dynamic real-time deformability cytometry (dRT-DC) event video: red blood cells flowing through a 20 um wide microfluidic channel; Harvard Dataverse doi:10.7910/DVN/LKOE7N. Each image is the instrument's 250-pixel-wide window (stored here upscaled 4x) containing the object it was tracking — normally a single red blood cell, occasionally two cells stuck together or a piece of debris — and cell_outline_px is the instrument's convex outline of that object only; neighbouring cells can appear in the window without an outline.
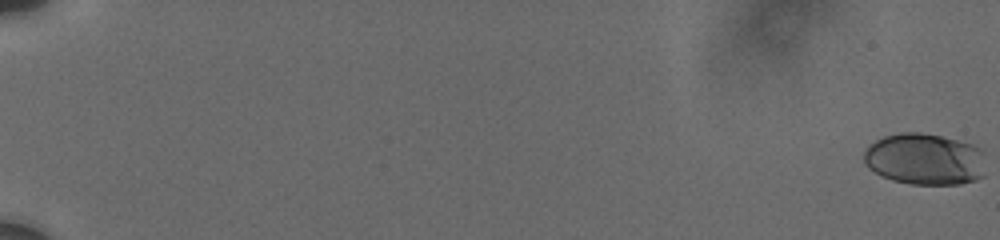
{"species": "human", "species_latin": "Homo sapiens", "temperature_condition": "cold", "stored_images_in_passage": 62, "camera_frame_rate_fps": 3000, "um_per_image_px": 0.085, "donor": {"sex": "male"}, "frame": {"image": 1, "passage_image": 1, "time_ms": 0.0, "image_size_px": [1000, 240], "cell_outline_px": [[984, 176], [976, 180], [960, 184], [912, 184], [892, 180], [868, 168], [864, 160], [864, 152], [868, 144], [884, 136], [900, 132], [920, 132], [940, 136], [972, 144], [984, 148]], "centroid_in_image_um": [78.63, 13.52], "position_along_channel_um": 6.4, "area_um2": 36.93}}
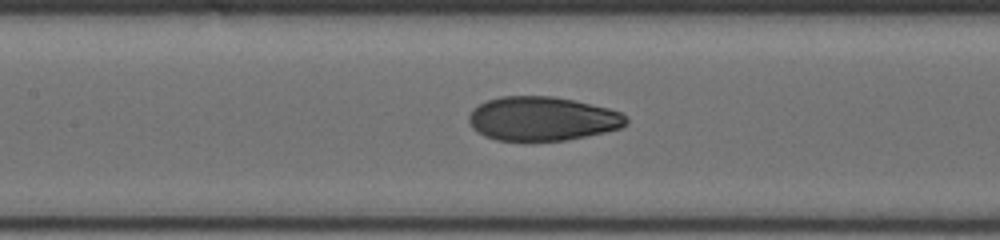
{"frame": {"image": 2, "passage_image": 32, "time_ms": 10.333, "image_size_px": [1000, 240], "cell_outline_px": [[628, 124], [620, 128], [604, 132], [568, 140], [524, 144], [496, 140], [484, 136], [476, 132], [472, 128], [468, 120], [468, 116], [472, 108], [488, 100], [500, 96], [552, 96], [572, 100], [608, 108], [620, 112], [628, 120]], "centroid_in_image_um": [46.03, 10.14], "position_along_channel_um": 161.4, "area_um2": 41.33}}
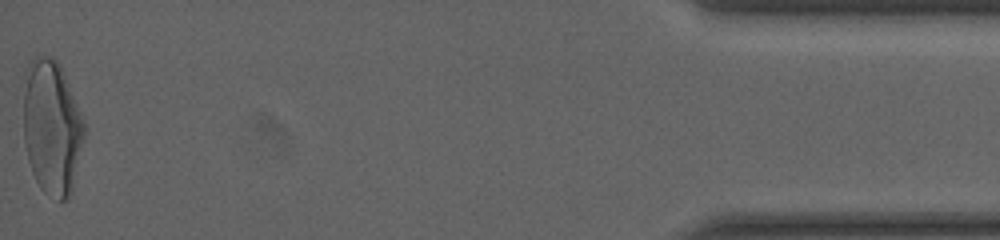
{"frame": {"image": 3, "passage_image": 62, "time_ms": 19.667, "image_size_px": [1000, 240], "cell_outline_px": [[84, 136], [72, 192], [68, 200], [60, 200], [44, 192], [40, 188], [32, 172], [28, 160], [24, 140], [24, 68], [36, 56], [52, 56], [60, 64], [84, 120]], "centroid_in_image_um": [4.4, 10.8], "position_along_channel_um": 430.8, "area_um2": 47.86}, "authors_computed_cell_mechanics": {"area_um2": 40.46, "velocity_mm_per_s": 3.7303, "shape_relaxation_time_tau1_ms": 4.7931, "shape_relaxation_time_tau2_ms": 1.2375, "deformation_change_tau1": 0.1871, "deformation_change_tau2": 0.0635}}